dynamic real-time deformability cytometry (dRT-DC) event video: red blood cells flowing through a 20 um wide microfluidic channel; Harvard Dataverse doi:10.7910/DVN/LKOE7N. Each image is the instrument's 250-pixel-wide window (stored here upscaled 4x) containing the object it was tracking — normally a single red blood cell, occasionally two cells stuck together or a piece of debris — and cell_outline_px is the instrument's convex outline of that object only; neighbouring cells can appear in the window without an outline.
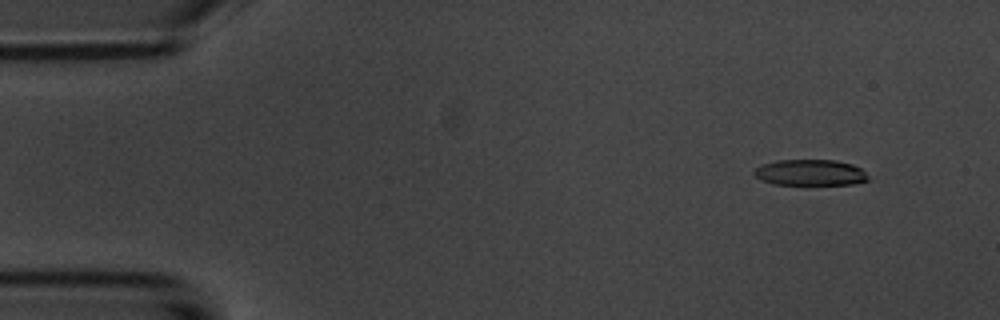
{"species": "common noctule bat (a hibernating species)", "species_latin": "Nyctalus noctula", "temperature_condition": "room temperature", "stored_images_in_passage": 5, "camera_frame_rate_fps": 3000, "um_per_image_px": 0.085, "animal": {"sex": "male", "body_mass_g": 20.1, "forearm_length_mm": 53.5}, "frame": {"image": 1, "passage_image": 2, "time_ms": 1.0, "image_size_px": [1000, 320], "cell_outline_px": [[872, 180], [856, 184], [772, 184], [760, 180], [752, 172], [760, 164], [776, 160], [836, 160], [852, 164], [860, 168]], "centroid_in_image_um": [68.87, 14.67], "position_along_channel_um": 16.1, "area_um2": 17.46}}
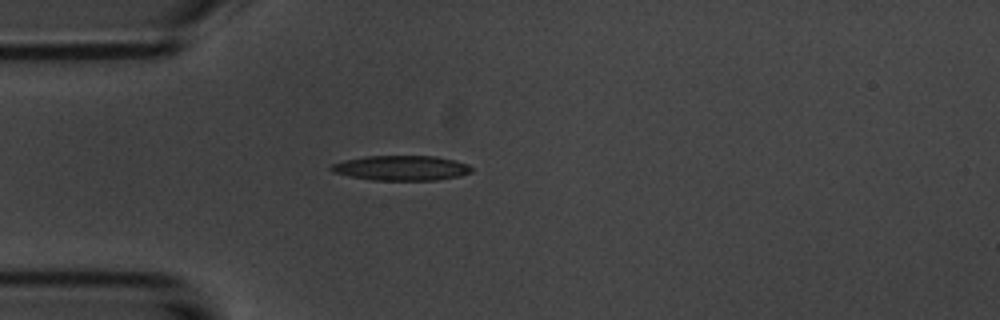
{"frame": {"image": 2, "passage_image": 5, "time_ms": 4.333, "image_size_px": [1000, 320], "cell_outline_px": [[472, 172], [460, 176], [436, 180], [372, 180], [332, 172], [328, 168], [332, 164], [344, 160], [364, 156], [436, 156], [468, 164], [472, 168]], "centroid_in_image_um": [34.1, 14.28], "position_along_channel_um": 50.9, "area_um2": 20.35}}